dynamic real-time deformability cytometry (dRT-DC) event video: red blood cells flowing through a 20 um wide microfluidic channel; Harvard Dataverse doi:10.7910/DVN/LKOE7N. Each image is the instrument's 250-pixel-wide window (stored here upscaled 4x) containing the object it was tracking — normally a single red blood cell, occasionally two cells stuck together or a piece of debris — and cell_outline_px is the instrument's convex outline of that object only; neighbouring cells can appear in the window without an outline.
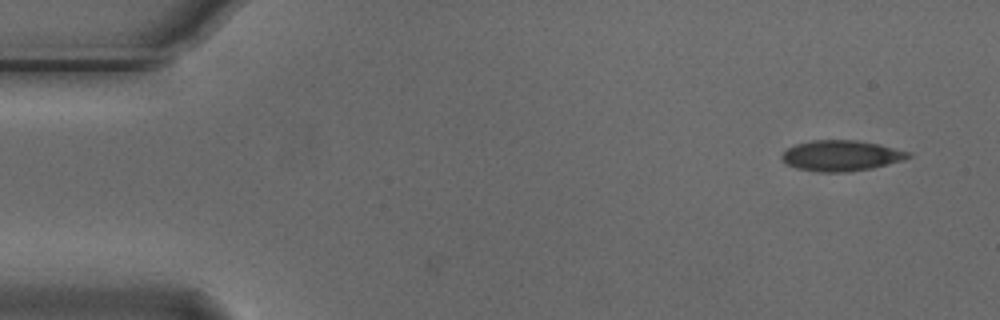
{"species": "Egyptian fruit bat (a non-hibernating species)", "species_latin": "Rousettus aegyptiacus", "temperature_condition": "cold", "stored_images_in_passage": 4, "camera_frame_rate_fps": 3000, "um_per_image_px": 0.085, "animal": {"sex": "male"}, "frame": {"image": 1, "passage_image": 1, "time_ms": 0.0, "image_size_px": [1000, 320], "cell_outline_px": [[912, 156], [904, 160], [872, 168], [848, 172], [820, 172], [796, 168], [788, 164], [780, 156], [788, 148], [796, 144], [812, 140], [856, 140], [880, 144], [912, 152]], "centroid_in_image_um": [71.55, 13.23], "position_along_channel_um": 13.5, "area_um2": 22.66}}
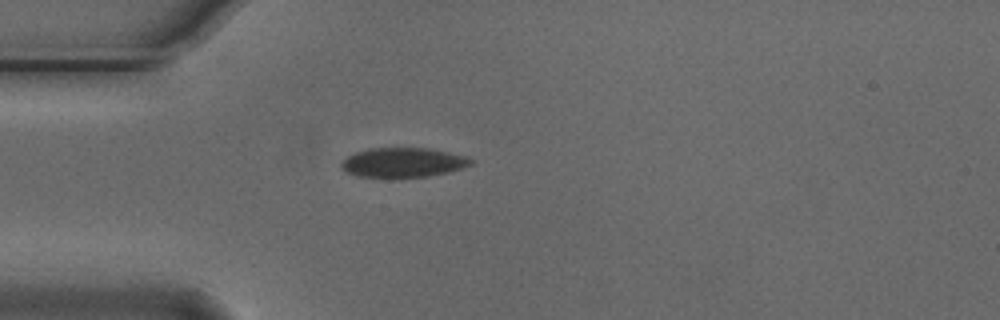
{"frame": {"image": 2, "passage_image": 4, "time_ms": 1.0, "image_size_px": [1000, 320], "cell_outline_px": [[476, 160], [472, 164], [448, 172], [428, 176], [356, 176], [344, 172], [340, 168], [340, 164], [348, 156], [356, 152], [368, 148], [428, 148], [448, 152], [464, 156]], "centroid_in_image_um": [34.24, 13.79], "position_along_channel_um": 50.8, "area_um2": 22.02}}